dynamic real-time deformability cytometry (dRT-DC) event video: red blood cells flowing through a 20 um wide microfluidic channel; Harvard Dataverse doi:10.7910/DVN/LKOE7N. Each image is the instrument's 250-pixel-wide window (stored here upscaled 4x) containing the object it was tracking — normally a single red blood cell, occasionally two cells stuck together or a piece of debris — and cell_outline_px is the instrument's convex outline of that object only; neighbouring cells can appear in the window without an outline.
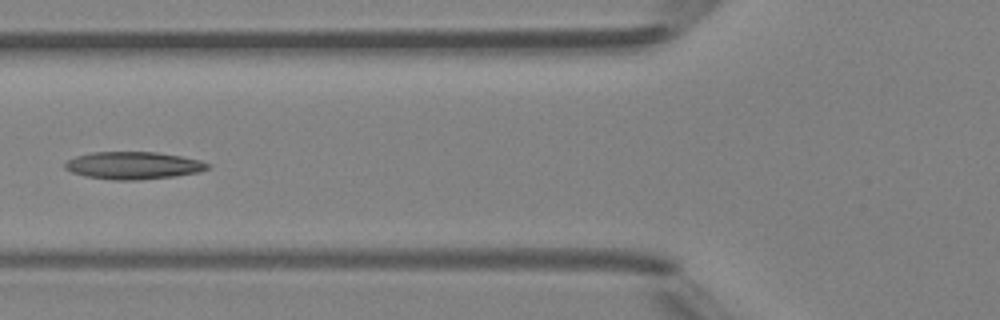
{"species": "Egyptian fruit bat (a non-hibernating species)", "species_latin": "Rousettus aegyptiacus", "temperature_condition": "room temperature", "stored_images_in_passage": 6, "camera_frame_rate_fps": 3000, "um_per_image_px": 0.085, "animal": {"sex": "female"}, "frame": {"image": 1, "passage_image": 5, "time_ms": 5.333, "image_size_px": [1000, 320], "cell_outline_px": [[212, 164], [208, 168], [196, 172], [176, 176], [136, 180], [112, 180], [84, 176], [72, 172], [64, 168], [64, 164], [68, 160], [76, 156], [92, 152], [156, 152], [180, 156], [200, 160]], "centroid_in_image_um": [11.31, 14.06], "position_along_channel_um": 114.5, "area_um2": 22.77}}
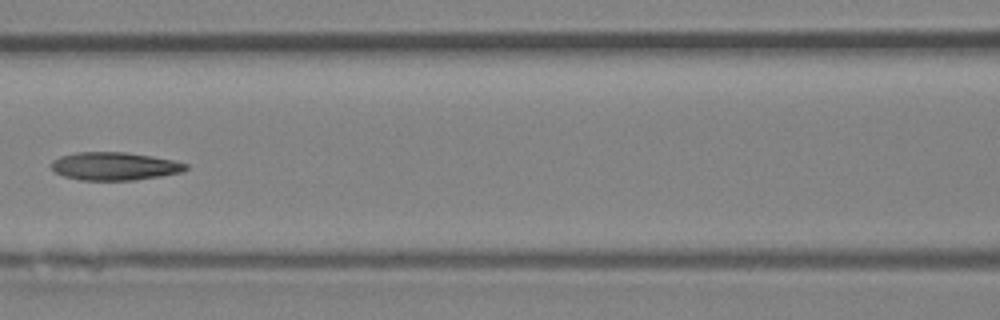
{"frame": {"image": 2, "passage_image": 6, "time_ms": 6.333, "image_size_px": [1000, 320], "cell_outline_px": [[188, 168], [184, 172], [136, 180], [80, 180], [64, 176], [56, 172], [52, 168], [52, 160], [60, 156], [76, 152], [124, 152], [152, 156], [176, 160], [188, 164]], "centroid_in_image_um": [9.78, 14.12], "position_along_channel_um": 156.8, "area_um2": 22.08}}